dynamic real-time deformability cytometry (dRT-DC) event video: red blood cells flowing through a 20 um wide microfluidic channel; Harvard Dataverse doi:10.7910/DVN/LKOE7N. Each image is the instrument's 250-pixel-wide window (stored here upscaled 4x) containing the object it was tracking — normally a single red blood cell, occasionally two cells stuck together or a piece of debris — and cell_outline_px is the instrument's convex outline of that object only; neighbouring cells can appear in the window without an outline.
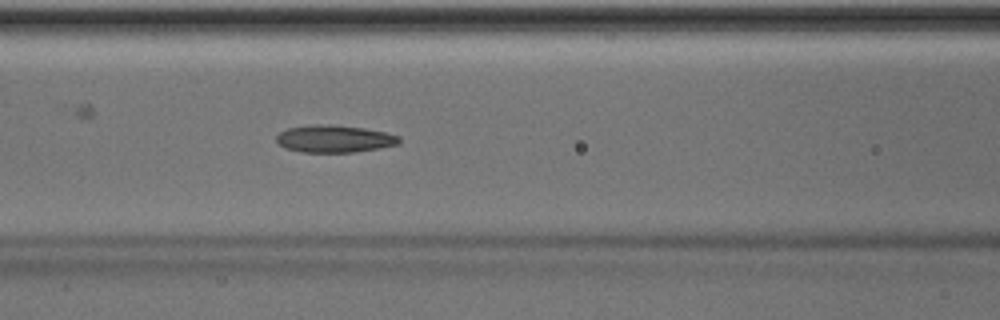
{"species": "Egyptian fruit bat (a non-hibernating species)", "species_latin": "Rousettus aegyptiacus", "temperature_condition": "room temperature", "stored_images_in_passage": 51, "camera_frame_rate_fps": 3000, "um_per_image_px": 0.085, "animal": {"sex": "male"}, "frame": {"image": 1, "passage_image": 22, "time_ms": 7.0, "image_size_px": [1000, 320], "cell_outline_px": [[400, 140], [396, 144], [380, 148], [352, 152], [300, 152], [284, 148], [276, 140], [276, 136], [280, 132], [288, 128], [316, 124], [332, 124], [364, 128], [384, 132], [400, 136]], "centroid_in_image_um": [28.39, 11.79], "position_along_channel_um": 138.2, "area_um2": 19.48}}
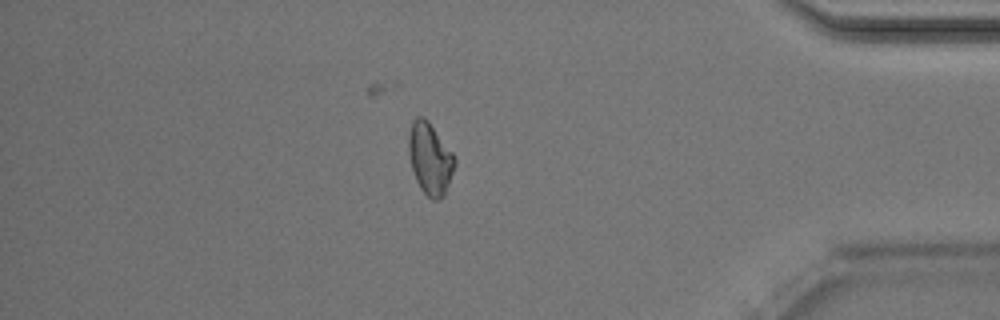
{"frame": {"image": 2, "passage_image": 44, "time_ms": 14.333, "image_size_px": [1000, 320], "cell_outline_px": [[456, 164], [444, 196], [440, 200], [432, 200], [420, 188], [416, 180], [412, 168], [408, 152], [408, 132], [412, 120], [416, 116], [424, 116], [428, 120], [452, 152], [456, 160]], "centroid_in_image_um": [36.54, 13.46], "position_along_channel_um": 398.7, "area_um2": 19.42}}
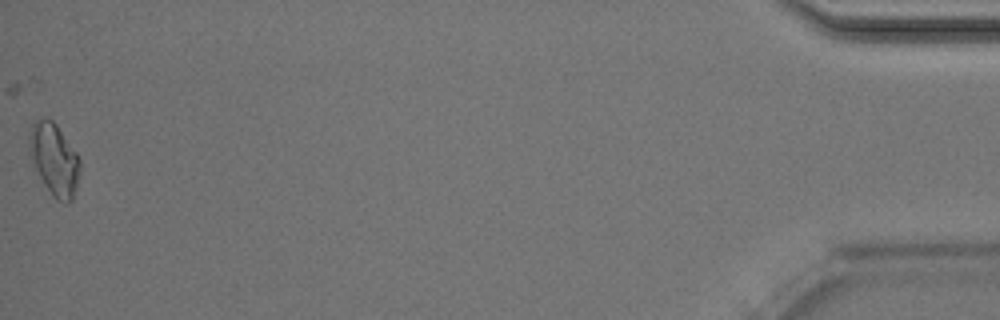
{"frame": {"image": 3, "passage_image": 51, "time_ms": 16.667, "image_size_px": [1000, 320], "cell_outline_px": [[80, 172], [76, 188], [72, 200], [68, 204], [64, 204], [56, 200], [52, 196], [44, 184], [36, 168], [28, 144], [28, 136], [32, 124], [40, 116], [44, 116], [52, 120], [56, 124], [76, 152], [80, 160]], "centroid_in_image_um": [4.62, 13.54], "position_along_channel_um": 430.6, "area_um2": 21.27}, "authors_computed_cell_mechanics": {"area_um2": 19.5364, "velocity_mm_per_s": 4.0151, "shape_relaxation_time_tau1_ms": 7.7991, "shape_relaxation_time_tau2_ms": 3.8149, "deformation_change_tau1": 0.1528, "deformation_change_tau2": 0.1065}}